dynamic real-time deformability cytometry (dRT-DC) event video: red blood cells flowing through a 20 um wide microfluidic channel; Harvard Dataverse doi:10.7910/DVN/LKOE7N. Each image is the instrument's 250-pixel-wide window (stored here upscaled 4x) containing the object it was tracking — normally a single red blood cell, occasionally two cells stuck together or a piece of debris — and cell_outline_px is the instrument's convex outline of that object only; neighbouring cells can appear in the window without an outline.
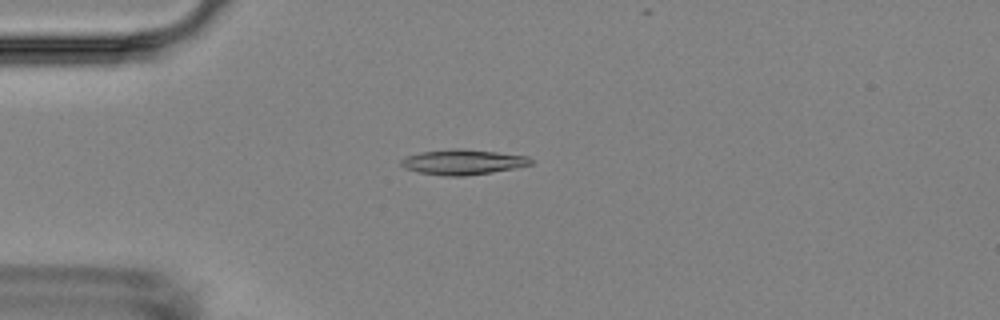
{"species": "Egyptian fruit bat (a non-hibernating species)", "species_latin": "Rousettus aegyptiacus", "temperature_condition": "room temperature", "stored_images_in_passage": 4, "camera_frame_rate_fps": 3000, "um_per_image_px": 0.085, "animal": {"sex": "female"}, "frame": {"image": 1, "passage_image": 4, "time_ms": 3.667, "image_size_px": [1000, 320], "cell_outline_px": [[532, 164], [516, 168], [464, 176], [444, 176], [420, 172], [404, 168], [400, 164], [400, 160], [408, 156], [420, 152], [460, 148], [496, 152], [528, 156], [532, 160]], "centroid_in_image_um": [39.34, 13.77], "position_along_channel_um": 45.7, "area_um2": 18.84}}